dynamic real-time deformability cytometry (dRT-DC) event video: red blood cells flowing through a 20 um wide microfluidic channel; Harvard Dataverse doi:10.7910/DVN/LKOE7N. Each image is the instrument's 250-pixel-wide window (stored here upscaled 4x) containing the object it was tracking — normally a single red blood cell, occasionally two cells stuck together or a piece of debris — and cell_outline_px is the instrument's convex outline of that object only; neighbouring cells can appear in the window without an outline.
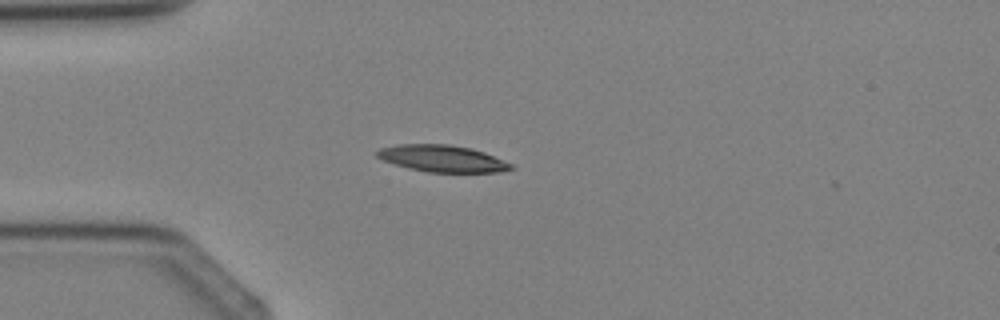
{"species": "Egyptian fruit bat (a non-hibernating species)", "species_latin": "Rousettus aegyptiacus", "temperature_condition": "cold", "stored_images_in_passage": 2, "camera_frame_rate_fps": 3000, "um_per_image_px": 0.085, "animal": {"sex": "female"}, "frame": {"image": 1, "passage_image": 2, "time_ms": 1.333, "image_size_px": [1000, 320], "cell_outline_px": [[516, 168], [500, 172], [428, 172], [408, 168], [384, 160], [376, 156], [376, 152], [380, 148], [396, 144], [448, 144], [472, 148], [484, 152], [512, 164]], "centroid_in_image_um": [37.61, 13.47], "position_along_channel_um": 47.4, "area_um2": 20.87}}